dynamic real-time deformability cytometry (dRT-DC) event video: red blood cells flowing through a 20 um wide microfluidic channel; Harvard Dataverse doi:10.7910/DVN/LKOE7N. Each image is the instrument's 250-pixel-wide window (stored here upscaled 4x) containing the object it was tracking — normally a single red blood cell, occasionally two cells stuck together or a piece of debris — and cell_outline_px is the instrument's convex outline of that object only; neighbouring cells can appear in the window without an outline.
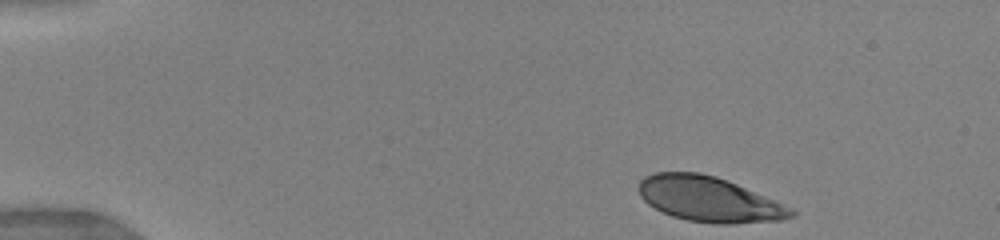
{"species": "human", "species_latin": "Homo sapiens", "temperature_condition": "warm", "stored_images_in_passage": 35, "camera_frame_rate_fps": 3000, "um_per_image_px": 0.085, "donor": {"sex": "female"}, "frame": {"image": 1, "passage_image": 1, "time_ms": 0.0, "image_size_px": [1000, 240], "cell_outline_px": [[796, 216], [780, 220], [732, 224], [712, 224], [688, 220], [672, 216], [648, 204], [640, 196], [636, 188], [640, 180], [644, 176], [656, 172], [700, 172], [716, 176], [728, 180], [776, 200], [792, 208], [796, 212]], "centroid_in_image_um": [60.27, 16.93], "position_along_channel_um": 24.7, "area_um2": 40.46}}
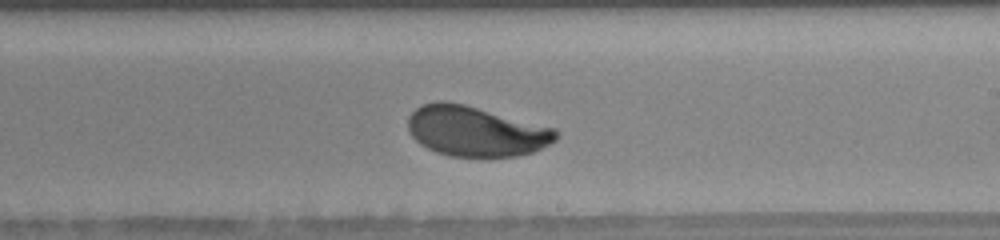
{"frame": {"image": 2, "passage_image": 23, "time_ms": 8.0, "image_size_px": [1000, 240], "cell_outline_px": [[560, 132], [556, 140], [532, 152], [516, 156], [484, 160], [448, 156], [436, 152], [420, 144], [412, 136], [408, 128], [408, 116], [416, 108], [424, 104], [436, 100], [444, 100], [464, 104], [556, 128]], "centroid_in_image_um": [40.45, 11.19], "position_along_channel_um": 248.6, "area_um2": 44.22}}
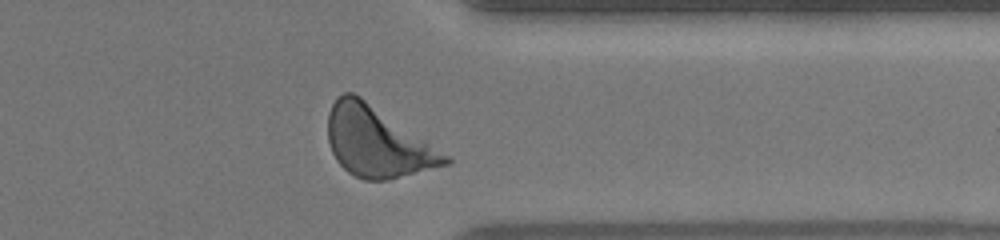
{"frame": {"image": 3, "passage_image": 32, "time_ms": 11.333, "image_size_px": [1000, 240], "cell_outline_px": [[452, 160], [448, 164], [388, 180], [364, 180], [348, 172], [336, 160], [332, 152], [328, 140], [328, 112], [336, 96], [344, 92], [352, 92], [360, 96], [452, 156]], "centroid_in_image_um": [32.08, 12.06], "position_along_channel_um": 379.3, "area_um2": 47.97}, "authors_computed_cell_mechanics": {"area_um2": 42.8876, "velocity_mm_per_s": 3.9775, "shape_relaxation_time_tau1_ms": 2.7891, "shape_relaxation_time_tau2_ms": null, "deformation_change_tau1": 0.1288, "deformation_change_tau2": null}}